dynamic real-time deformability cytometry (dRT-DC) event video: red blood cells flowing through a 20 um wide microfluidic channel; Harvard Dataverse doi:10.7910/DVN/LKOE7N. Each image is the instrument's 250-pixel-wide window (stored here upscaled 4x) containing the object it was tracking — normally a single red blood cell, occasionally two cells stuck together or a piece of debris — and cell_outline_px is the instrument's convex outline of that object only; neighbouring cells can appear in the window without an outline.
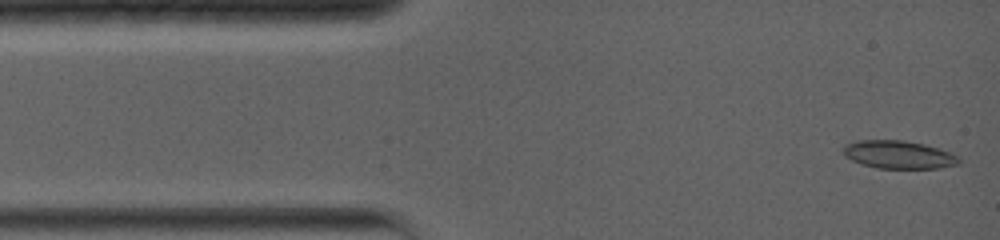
{"species": "common noctule bat (a hibernating species)", "species_latin": "Nyctalus noctula", "temperature_condition": "warm", "stored_images_in_passage": 44, "camera_frame_rate_fps": 5000, "um_per_image_px": 0.085, "animal": {"sex": "female", "body_mass_g": 19.0, "forearm_length_mm": 56.7}, "frame": {"image": 1, "passage_image": 1, "time_ms": 0.0, "image_size_px": [1000, 240], "cell_outline_px": [[960, 164], [940, 168], [876, 168], [860, 164], [844, 156], [844, 144], [856, 140], [904, 140], [924, 144], [940, 148], [960, 156]], "centroid_in_image_um": [76.4, 13.14], "position_along_channel_um": 8.6, "area_um2": 19.13}}
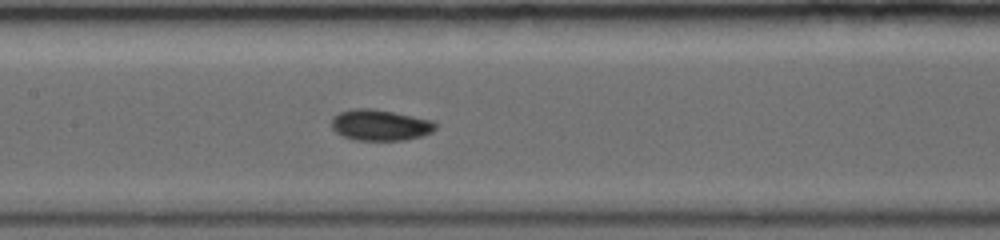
{"frame": {"image": 2, "passage_image": 17, "time_ms": 6.0, "image_size_px": [1000, 240], "cell_outline_px": [[436, 128], [432, 132], [424, 136], [404, 140], [356, 140], [344, 136], [336, 132], [332, 128], [332, 116], [340, 112], [352, 108], [372, 108], [432, 120], [436, 124]], "centroid_in_image_um": [32.31, 10.63], "position_along_channel_um": 175.1, "area_um2": 18.79}}
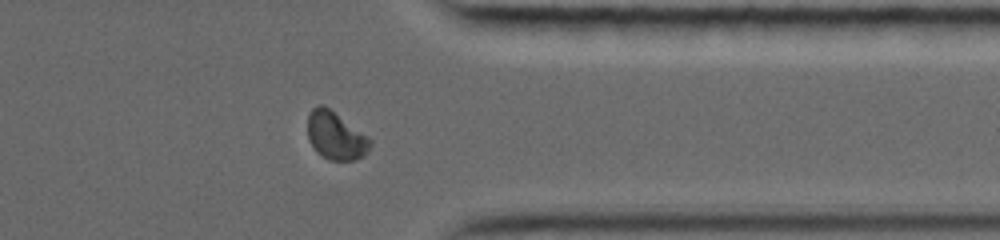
{"frame": {"image": 3, "passage_image": 33, "time_ms": 11.4, "image_size_px": [1000, 240], "cell_outline_px": [[372, 144], [368, 152], [364, 156], [356, 160], [328, 160], [316, 152], [308, 140], [308, 116], [312, 108], [320, 104], [324, 104], [368, 136], [372, 140]], "centroid_in_image_um": [28.54, 11.54], "position_along_channel_um": 382.9, "area_um2": 17.69}}